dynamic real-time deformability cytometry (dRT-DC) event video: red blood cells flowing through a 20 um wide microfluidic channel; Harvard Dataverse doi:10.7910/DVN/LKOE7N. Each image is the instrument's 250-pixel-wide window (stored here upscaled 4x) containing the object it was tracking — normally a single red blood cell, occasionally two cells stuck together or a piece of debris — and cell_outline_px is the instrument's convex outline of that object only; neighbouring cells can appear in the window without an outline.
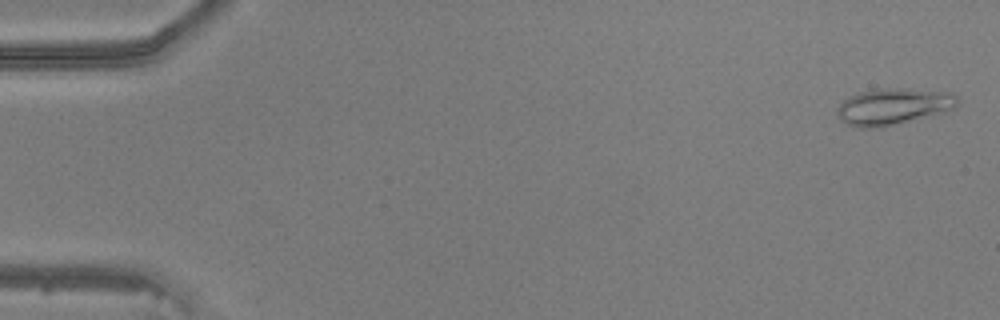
{"species": "common noctule bat (a hibernating species)", "species_latin": "Nyctalus noctula", "temperature_condition": "warm", "stored_images_in_passage": 49, "camera_frame_rate_fps": 3000, "um_per_image_px": 0.085, "animal": {"sex": "male", "body_mass_g": 20.5, "forearm_length_mm": 52.5}, "frame": {"image": 1, "passage_image": 2, "time_ms": 0.333, "image_size_px": [1000, 320], "cell_outline_px": [[960, 104], [956, 108], [880, 128], [856, 128], [840, 120], [836, 112], [836, 108], [844, 100], [860, 92], [884, 88], [908, 88], [952, 92], [956, 96]], "centroid_in_image_um": [75.93, 9.05], "position_along_channel_um": 9.1, "area_um2": 25.55}}
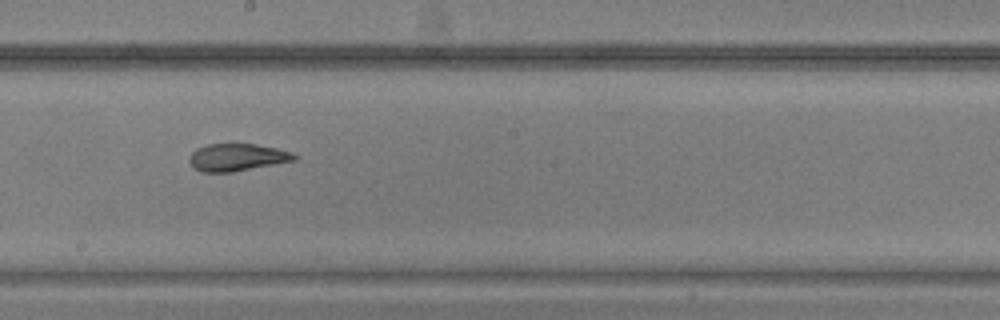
{"frame": {"image": 2, "passage_image": 28, "time_ms": 9.0, "image_size_px": [1000, 320], "cell_outline_px": [[296, 160], [232, 172], [200, 172], [192, 168], [188, 160], [188, 156], [196, 148], [208, 144], [256, 144], [276, 148], [292, 152], [296, 156]], "centroid_in_image_um": [20.09, 13.37], "position_along_channel_um": 228.1, "area_um2": 16.82}}
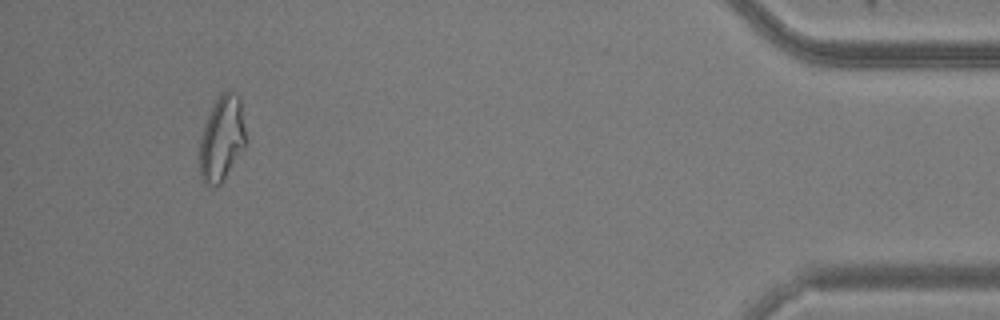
{"frame": {"image": 3, "passage_image": 46, "time_ms": 15.0, "image_size_px": [1000, 320], "cell_outline_px": [[244, 148], [220, 184], [212, 188], [200, 180], [200, 136], [204, 124], [212, 104], [220, 92], [228, 88], [236, 92], [240, 96], [244, 128]], "centroid_in_image_um": [18.83, 11.72], "position_along_channel_um": 416.4, "area_um2": 23.12}}